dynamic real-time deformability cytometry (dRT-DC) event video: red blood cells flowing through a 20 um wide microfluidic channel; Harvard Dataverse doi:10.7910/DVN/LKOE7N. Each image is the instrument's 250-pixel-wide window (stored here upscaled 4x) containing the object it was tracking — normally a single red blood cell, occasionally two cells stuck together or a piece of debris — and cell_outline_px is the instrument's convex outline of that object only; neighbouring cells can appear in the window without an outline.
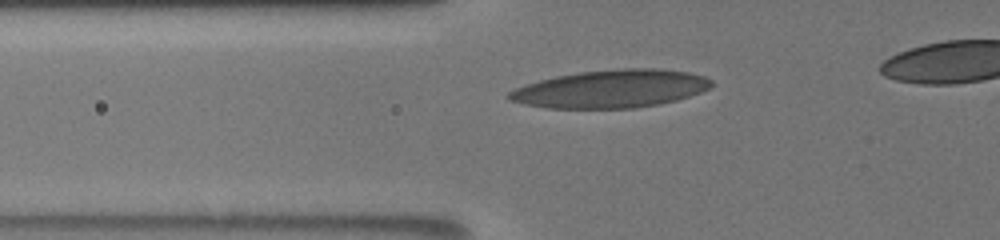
{"species": "human", "species_latin": "Homo sapiens", "temperature_condition": "room temperature", "stored_images_in_passage": 53, "camera_frame_rate_fps": 3000, "um_per_image_px": 0.085, "donor": {"sex": "male"}, "frame": {"image": 1, "passage_image": 5, "time_ms": 0.667, "image_size_px": [1000, 240], "cell_outline_px": [[712, 84], [708, 88], [700, 92], [676, 100], [656, 104], [632, 108], [548, 108], [524, 104], [508, 100], [504, 96], [508, 92], [524, 84], [556, 76], [580, 72], [624, 68], [652, 68], [688, 72], [704, 76], [712, 80]], "centroid_in_image_um": [51.87, 7.55], "position_along_channel_um": 73.9, "area_um2": 44.51}}
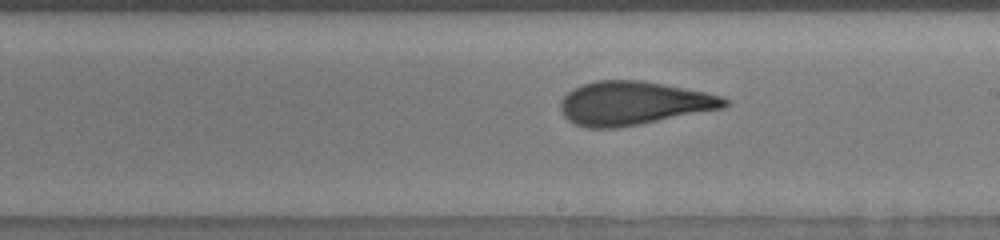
{"frame": {"image": 2, "passage_image": 27, "time_ms": 5.0, "image_size_px": [1000, 240], "cell_outline_px": [[728, 104], [724, 108], [640, 124], [616, 128], [588, 128], [576, 124], [568, 120], [564, 116], [560, 108], [560, 100], [568, 92], [584, 84], [596, 80], [644, 80], [704, 92], [720, 96], [728, 100]], "centroid_in_image_um": [53.83, 8.77], "position_along_channel_um": 235.2, "area_um2": 41.44}}
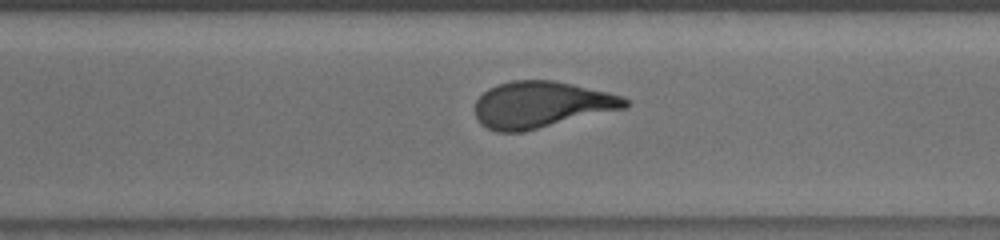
{"frame": {"image": 3, "passage_image": 40, "time_ms": 7.333, "image_size_px": [1000, 240], "cell_outline_px": [[628, 104], [624, 108], [520, 132], [496, 132], [480, 124], [476, 120], [476, 100], [488, 88], [496, 84], [512, 80], [552, 80], [572, 84], [608, 92], [620, 96], [628, 100]], "centroid_in_image_um": [45.94, 8.88], "position_along_channel_um": 324.7, "area_um2": 40.17}}